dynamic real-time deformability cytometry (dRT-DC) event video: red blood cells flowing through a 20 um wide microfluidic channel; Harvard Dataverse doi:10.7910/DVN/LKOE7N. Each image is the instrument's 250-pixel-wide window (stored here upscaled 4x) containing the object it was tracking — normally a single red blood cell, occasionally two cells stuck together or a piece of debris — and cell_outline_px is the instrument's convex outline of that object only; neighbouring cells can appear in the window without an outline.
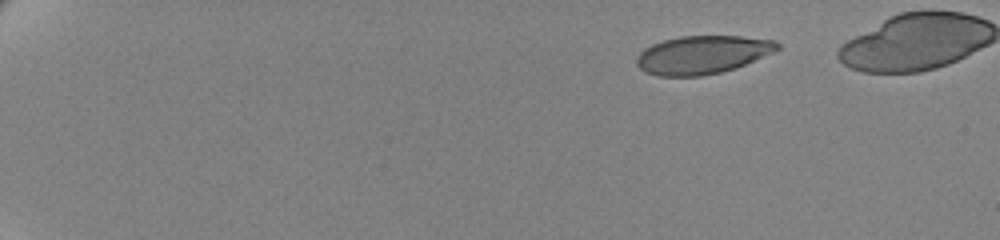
{"species": "human", "species_latin": "Homo sapiens", "temperature_condition": "cold", "stored_images_in_passage": 51, "camera_frame_rate_fps": 3000, "um_per_image_px": 0.085, "donor": {"sex": "female"}, "frame": {"image": 1, "passage_image": 1, "time_ms": 0.0, "image_size_px": [1000, 240], "cell_outline_px": [[780, 48], [776, 52], [744, 64], [720, 72], [700, 76], [660, 76], [644, 72], [636, 64], [636, 60], [640, 52], [644, 48], [652, 44], [664, 40], [680, 36], [740, 36], [776, 40], [780, 44]], "centroid_in_image_um": [59.71, 4.64], "position_along_channel_um": 25.3, "area_um2": 31.33}}
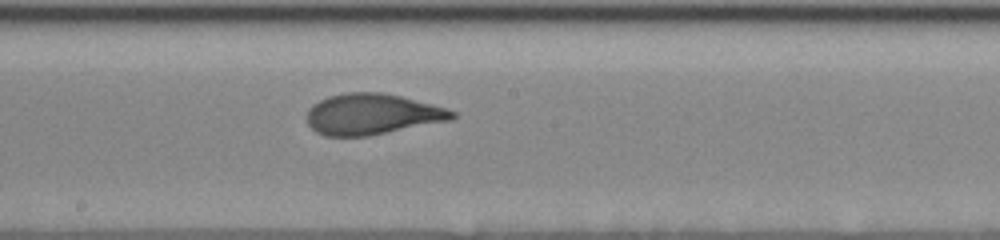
{"frame": {"image": 2, "passage_image": 29, "time_ms": 9.333, "image_size_px": [1000, 240], "cell_outline_px": [[456, 116], [452, 120], [368, 136], [324, 136], [316, 132], [308, 124], [304, 116], [308, 108], [312, 104], [328, 96], [348, 92], [380, 92], [400, 96], [432, 104], [456, 112]], "centroid_in_image_um": [31.58, 9.71], "position_along_channel_um": 216.6, "area_um2": 34.8}}
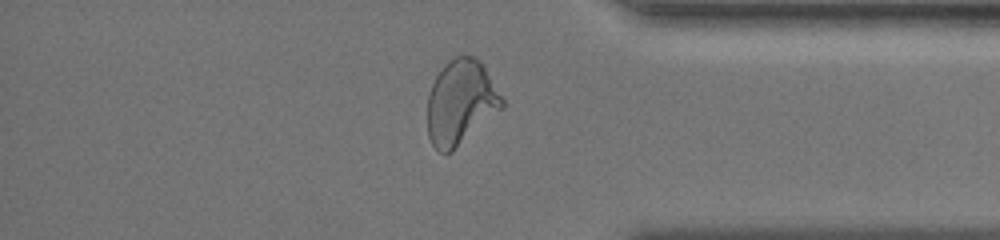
{"frame": {"image": 3, "passage_image": 45, "time_ms": 14.667, "image_size_px": [1000, 240], "cell_outline_px": [[504, 108], [452, 152], [440, 152], [432, 144], [428, 136], [428, 96], [432, 84], [436, 76], [444, 64], [448, 60], [456, 56], [472, 56], [480, 60], [504, 100]], "centroid_in_image_um": [39.17, 8.71], "position_along_channel_um": 396.0, "area_um2": 36.82}}